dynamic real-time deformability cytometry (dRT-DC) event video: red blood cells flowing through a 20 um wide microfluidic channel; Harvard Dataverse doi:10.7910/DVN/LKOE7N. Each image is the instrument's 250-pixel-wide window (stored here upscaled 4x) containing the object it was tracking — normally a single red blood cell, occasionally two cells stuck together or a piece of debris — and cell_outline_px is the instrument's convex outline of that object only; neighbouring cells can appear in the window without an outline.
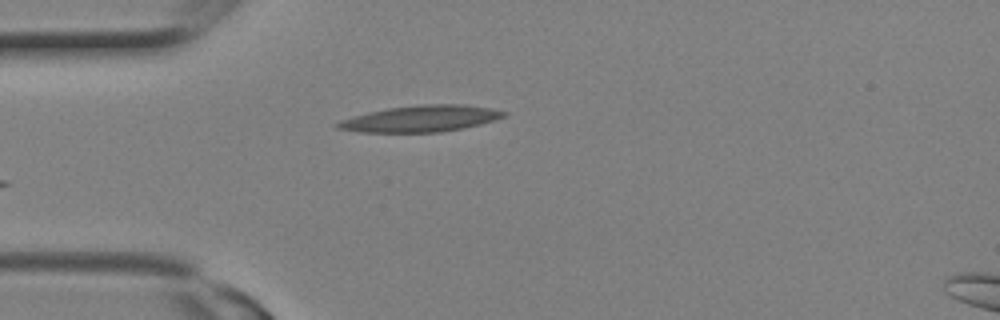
{"species": "Egyptian fruit bat (a non-hibernating species)", "species_latin": "Rousettus aegyptiacus", "temperature_condition": "room temperature", "stored_images_in_passage": 3, "camera_frame_rate_fps": 3000, "um_per_image_px": 0.085, "animal": {"sex": "female"}, "frame": {"image": 1, "passage_image": 1, "time_ms": 0.0, "image_size_px": [1000, 320], "cell_outline_px": [[508, 112], [504, 116], [480, 124], [464, 128], [440, 132], [360, 132], [336, 128], [332, 124], [340, 120], [352, 116], [368, 112], [388, 108], [420, 104], [464, 104], [492, 108]], "centroid_in_image_um": [35.73, 10.08], "position_along_channel_um": 49.3, "area_um2": 25.61}}
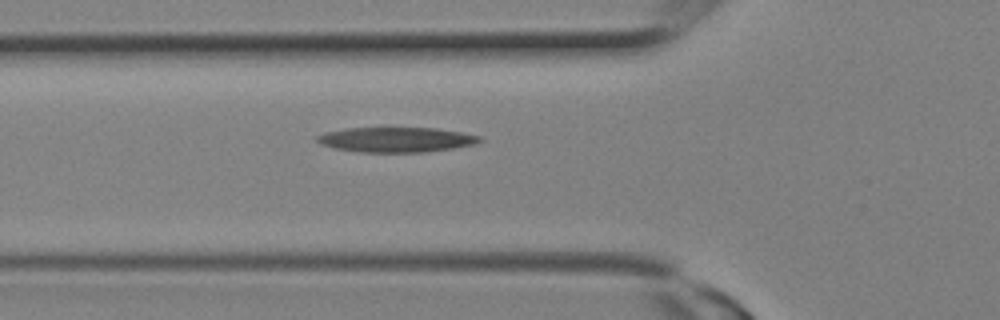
{"frame": {"image": 2, "passage_image": 3, "time_ms": 0.667, "image_size_px": [1000, 320], "cell_outline_px": [[484, 140], [476, 144], [428, 152], [360, 152], [332, 148], [320, 144], [316, 140], [316, 136], [324, 132], [348, 128], [436, 128], [460, 132], [480, 136]], "centroid_in_image_um": [33.66, 11.87], "position_along_channel_um": 92.1, "area_um2": 23.76}}